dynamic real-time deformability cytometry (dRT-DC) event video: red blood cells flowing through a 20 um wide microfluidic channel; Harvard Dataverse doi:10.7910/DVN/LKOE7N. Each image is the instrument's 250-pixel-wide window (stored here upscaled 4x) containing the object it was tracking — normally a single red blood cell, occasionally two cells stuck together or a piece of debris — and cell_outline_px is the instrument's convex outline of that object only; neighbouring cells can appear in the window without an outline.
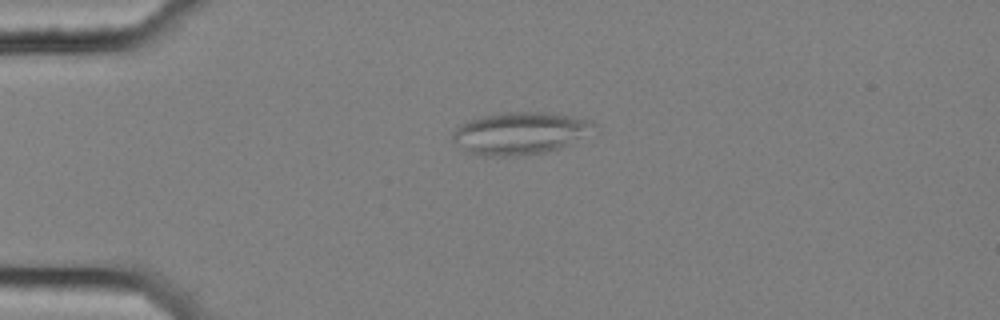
{"species": "common noctule bat (a hibernating species)", "species_latin": "Nyctalus noctula", "temperature_condition": "cold", "stored_images_in_passage": 37, "camera_frame_rate_fps": 3000, "um_per_image_px": 0.085, "animal": {"sex": "female", "body_mass_g": 25.1}, "frame": {"image": 1, "passage_image": 1, "time_ms": 0.0, "image_size_px": [1000, 320], "cell_outline_px": [[600, 124], [568, 144], [560, 148], [544, 152], [524, 156], [484, 156], [468, 152], [452, 140], [452, 132], [460, 124], [468, 120], [480, 116], [504, 112], [544, 112], [592, 120]], "centroid_in_image_um": [44.15, 11.32], "position_along_channel_um": 40.9, "area_um2": 34.68}}
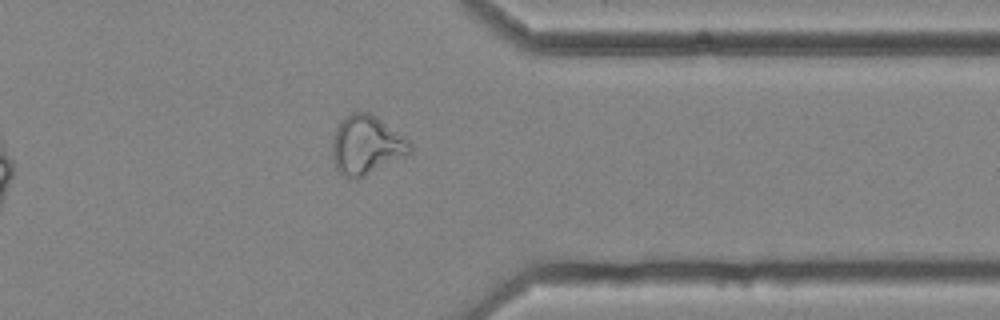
{"frame": {"image": 2, "passage_image": 32, "time_ms": 10.333, "image_size_px": [1000, 320], "cell_outline_px": [[412, 152], [356, 180], [344, 176], [336, 168], [332, 156], [332, 140], [336, 128], [340, 120], [352, 112], [368, 112], [376, 116], [404, 136], [412, 144]], "centroid_in_image_um": [31.12, 12.32], "position_along_channel_um": 380.3, "area_um2": 26.59}, "authors_computed_cell_mechanics": {"area_um2": 23.1778, "velocity_mm_per_s": 3.6556, "shape_relaxation_time_tau1_ms": null, "shape_relaxation_time_tau2_ms": 2.574, "deformation_change_tau1": null, "deformation_change_tau2": 0.1098}}